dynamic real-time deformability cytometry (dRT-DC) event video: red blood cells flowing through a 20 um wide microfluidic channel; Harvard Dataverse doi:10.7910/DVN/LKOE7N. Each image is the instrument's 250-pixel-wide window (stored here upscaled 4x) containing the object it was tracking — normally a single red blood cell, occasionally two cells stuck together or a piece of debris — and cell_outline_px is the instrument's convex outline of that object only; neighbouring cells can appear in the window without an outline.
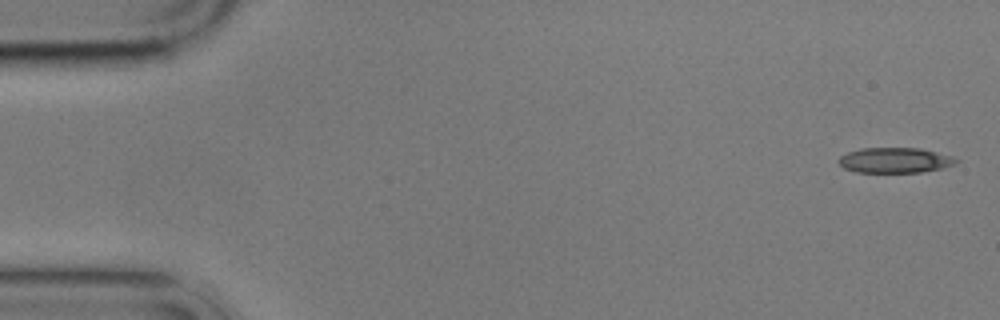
{"species": "common noctule bat (a hibernating species)", "species_latin": "Nyctalus noctula", "temperature_condition": "cold", "stored_images_in_passage": 5, "camera_frame_rate_fps": 3000, "um_per_image_px": 0.085, "animal": {"sex": "male", "body_mass_g": 17.9}, "frame": {"image": 1, "passage_image": 1, "time_ms": 0.0, "image_size_px": [1000, 320], "cell_outline_px": [[960, 160], [956, 164], [944, 168], [920, 172], [856, 172], [844, 168], [836, 160], [840, 156], [848, 152], [860, 148], [920, 148], [952, 156]], "centroid_in_image_um": [76.08, 13.62], "position_along_channel_um": 8.9, "area_um2": 17.4}}
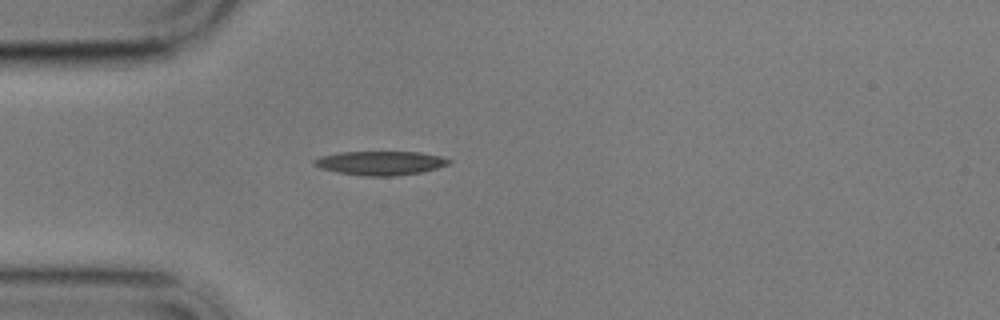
{"frame": {"image": 2, "passage_image": 5, "time_ms": 4.667, "image_size_px": [1000, 320], "cell_outline_px": [[452, 160], [448, 164], [436, 168], [420, 172], [392, 176], [364, 176], [336, 172], [320, 168], [312, 160], [320, 156], [340, 152], [420, 152], [440, 156]], "centroid_in_image_um": [32.31, 13.85], "position_along_channel_um": 52.7, "area_um2": 18.67}}